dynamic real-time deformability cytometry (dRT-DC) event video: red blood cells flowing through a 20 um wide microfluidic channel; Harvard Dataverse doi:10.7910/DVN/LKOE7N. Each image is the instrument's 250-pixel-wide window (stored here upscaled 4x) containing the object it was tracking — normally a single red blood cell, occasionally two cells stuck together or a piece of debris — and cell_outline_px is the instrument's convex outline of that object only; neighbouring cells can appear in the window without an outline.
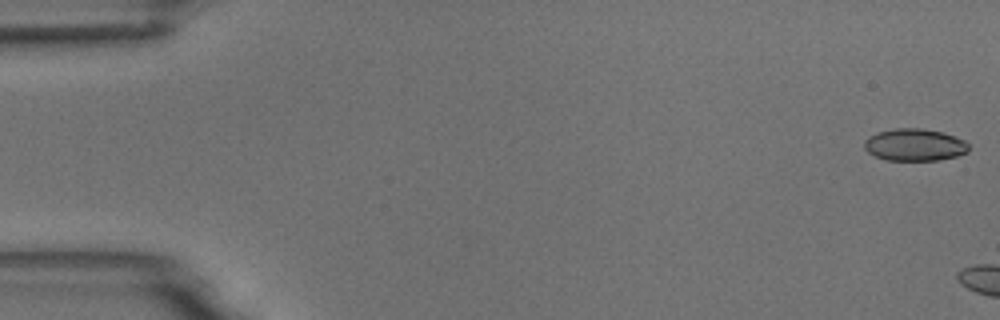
{"species": "common noctule bat (a hibernating species)", "species_latin": "Nyctalus noctula", "temperature_condition": "room temperature", "stored_images_in_passage": 5, "camera_frame_rate_fps": 3000, "um_per_image_px": 0.085, "animal": {"sex": "male", "body_mass_g": 18.8}, "frame": {"image": 1, "passage_image": 1, "time_ms": 0.0, "image_size_px": [1000, 320], "cell_outline_px": [[968, 152], [956, 156], [940, 160], [888, 160], [876, 156], [868, 152], [864, 148], [864, 140], [868, 136], [880, 132], [896, 128], [924, 128], [944, 132], [964, 140], [968, 144]], "centroid_in_image_um": [77.75, 12.3], "position_along_channel_um": 7.2, "area_um2": 19.59}}